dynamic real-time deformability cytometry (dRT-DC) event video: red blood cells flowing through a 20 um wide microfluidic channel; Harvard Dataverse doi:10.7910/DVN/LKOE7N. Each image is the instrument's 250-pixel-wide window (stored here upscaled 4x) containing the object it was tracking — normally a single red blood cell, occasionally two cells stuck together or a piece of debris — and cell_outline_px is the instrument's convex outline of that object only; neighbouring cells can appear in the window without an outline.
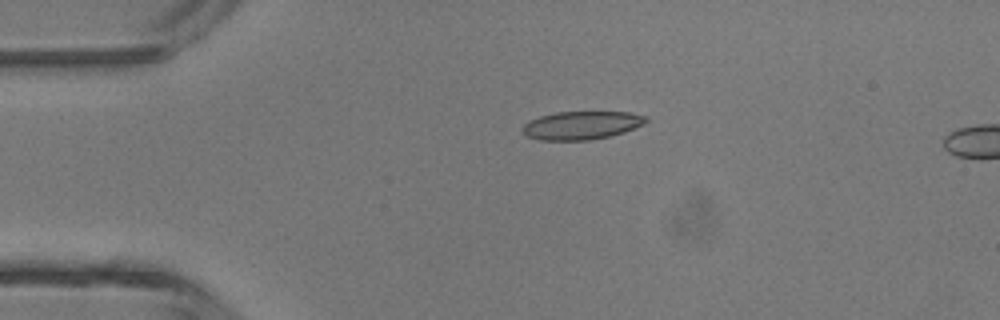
{"species": "common noctule bat (a hibernating species)", "species_latin": "Nyctalus noctula", "temperature_condition": "room temperature", "stored_images_in_passage": 4, "camera_frame_rate_fps": 3000, "um_per_image_px": 0.085, "animal": {"sex": "male", "body_mass_g": 13.3}, "frame": {"image": 1, "passage_image": 2, "time_ms": 0.333, "image_size_px": [1000, 320], "cell_outline_px": [[648, 120], [644, 124], [624, 132], [612, 136], [588, 140], [540, 140], [524, 136], [520, 132], [520, 128], [524, 124], [540, 116], [556, 112], [628, 112], [648, 116]], "centroid_in_image_um": [49.41, 10.66], "position_along_channel_um": 35.6, "area_um2": 20.52}}